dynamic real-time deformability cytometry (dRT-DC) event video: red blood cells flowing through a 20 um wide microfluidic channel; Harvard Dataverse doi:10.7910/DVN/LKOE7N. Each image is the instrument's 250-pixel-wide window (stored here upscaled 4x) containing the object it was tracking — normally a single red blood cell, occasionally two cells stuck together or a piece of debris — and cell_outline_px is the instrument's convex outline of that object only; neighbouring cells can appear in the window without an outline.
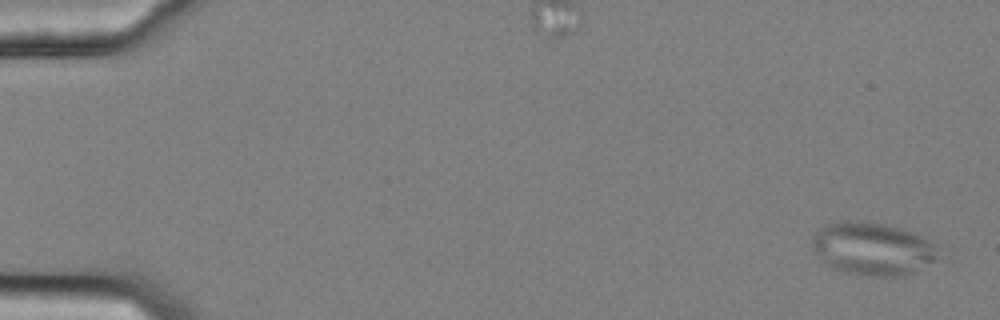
{"species": "common noctule bat (a hibernating species)", "species_latin": "Nyctalus noctula", "temperature_condition": "cold", "stored_images_in_passage": 55, "camera_frame_rate_fps": 3000, "um_per_image_px": 0.085, "animal": {"sex": "female", "body_mass_g": 25.1}, "frame": {"image": 1, "passage_image": 1, "time_ms": 0.0, "image_size_px": [1000, 320], "cell_outline_px": [[936, 260], [912, 272], [900, 276], [876, 276], [848, 272], [832, 268], [812, 252], [812, 236], [824, 224], [840, 220], [864, 220], [884, 224], [900, 228], [912, 232], [936, 244]], "centroid_in_image_um": [74.11, 21.11], "position_along_channel_um": 10.9, "area_um2": 38.78}}
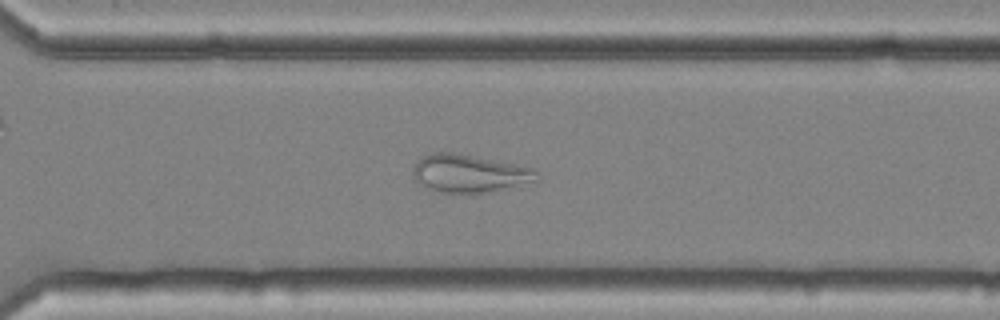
{"frame": {"image": 2, "passage_image": 40, "time_ms": 13.0, "image_size_px": [1000, 320], "cell_outline_px": [[540, 180], [488, 192], [432, 192], [424, 188], [412, 176], [412, 168], [424, 156], [432, 152], [452, 152], [532, 168], [540, 176]], "centroid_in_image_um": [39.84, 14.76], "position_along_channel_um": 330.8, "area_um2": 26.99}}
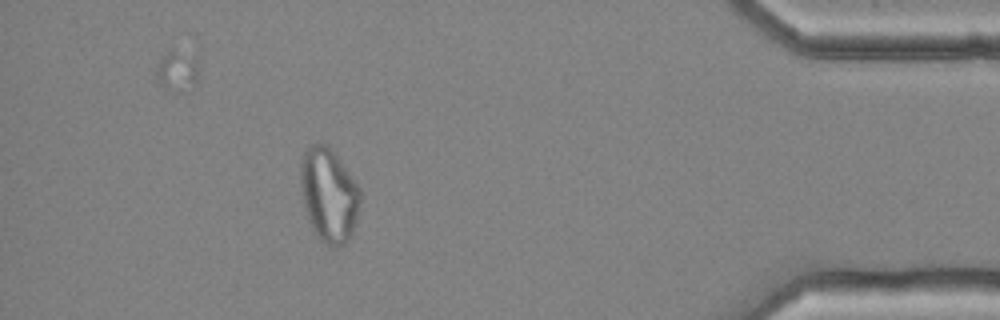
{"frame": {"image": 3, "passage_image": 50, "time_ms": 16.333, "image_size_px": [1000, 320], "cell_outline_px": [[360, 204], [356, 224], [352, 236], [344, 244], [336, 248], [332, 248], [324, 244], [316, 236], [312, 228], [304, 204], [300, 184], [300, 164], [304, 152], [312, 144], [324, 144], [336, 156], [360, 188]], "centroid_in_image_um": [27.96, 16.65], "position_along_channel_um": 407.2, "area_um2": 32.54}}